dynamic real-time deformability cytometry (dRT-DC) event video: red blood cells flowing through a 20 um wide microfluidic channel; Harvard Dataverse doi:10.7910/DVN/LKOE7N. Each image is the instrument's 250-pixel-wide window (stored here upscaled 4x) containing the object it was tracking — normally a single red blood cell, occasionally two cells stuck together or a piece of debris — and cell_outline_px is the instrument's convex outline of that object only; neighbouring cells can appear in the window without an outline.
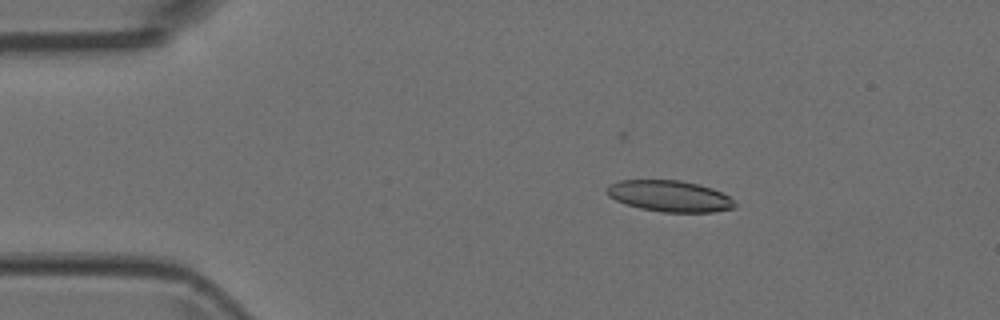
{"species": "Egyptian fruit bat (a non-hibernating species)", "species_latin": "Rousettus aegyptiacus", "temperature_condition": "room temperature", "stored_images_in_passage": 5, "camera_frame_rate_fps": 3000, "um_per_image_px": 0.085, "animal": {"sex": "female"}, "frame": {"image": 1, "passage_image": 4, "time_ms": 1.0, "image_size_px": [1000, 320], "cell_outline_px": [[736, 208], [716, 212], [664, 212], [640, 208], [616, 200], [608, 196], [604, 192], [612, 184], [620, 180], [680, 180], [712, 188], [728, 196], [736, 204]], "centroid_in_image_um": [56.93, 16.67], "position_along_channel_um": 28.1, "area_um2": 23.12}}